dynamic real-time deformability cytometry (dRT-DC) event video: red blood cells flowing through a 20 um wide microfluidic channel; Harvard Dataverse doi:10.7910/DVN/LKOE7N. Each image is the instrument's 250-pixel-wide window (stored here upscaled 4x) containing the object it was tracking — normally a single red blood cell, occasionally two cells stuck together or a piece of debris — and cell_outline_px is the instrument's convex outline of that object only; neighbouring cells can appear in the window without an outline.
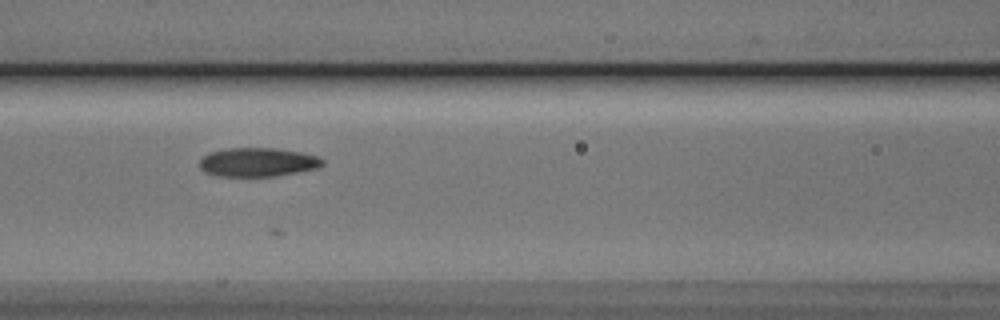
{"species": "Egyptian fruit bat (a non-hibernating species)", "species_latin": "Rousettus aegyptiacus", "temperature_condition": "cold", "stored_images_in_passage": 23, "camera_frame_rate_fps": 3000, "um_per_image_px": 0.085, "animal": {"sex": "male"}, "frame": {"image": 1, "passage_image": 9, "time_ms": 2.667, "image_size_px": [1000, 320], "cell_outline_px": [[324, 164], [320, 168], [276, 176], [216, 176], [204, 172], [200, 168], [200, 160], [208, 152], [228, 148], [276, 148], [300, 152], [316, 156], [324, 160]], "centroid_in_image_um": [21.91, 13.79], "position_along_channel_um": 144.7, "area_um2": 20.81}}
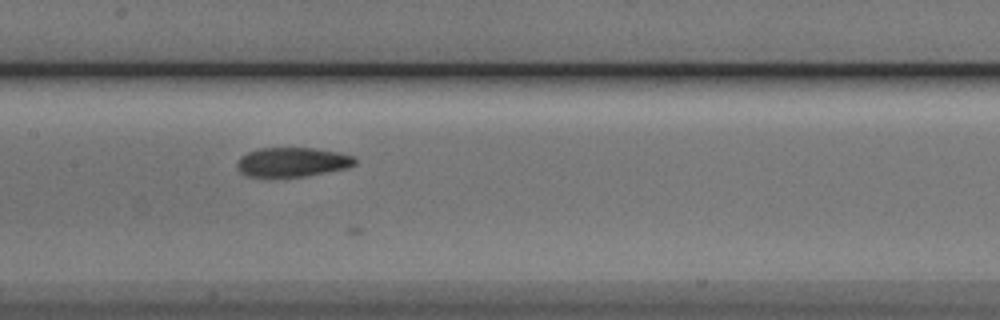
{"frame": {"image": 2, "passage_image": 12, "time_ms": 3.667, "image_size_px": [1000, 320], "cell_outline_px": [[356, 164], [348, 168], [304, 176], [248, 176], [240, 172], [236, 168], [236, 160], [240, 156], [248, 152], [260, 148], [312, 148], [340, 152], [352, 156], [356, 160]], "centroid_in_image_um": [24.83, 13.77], "position_along_channel_um": 182.6, "area_um2": 20.11}}
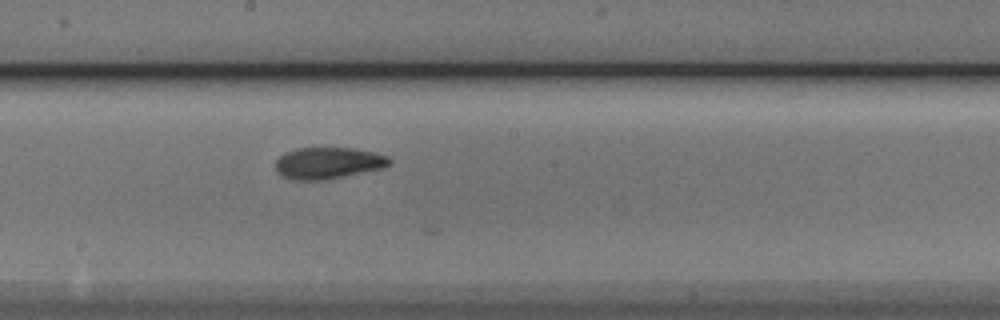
{"frame": {"image": 3, "passage_image": 15, "time_ms": 4.667, "image_size_px": [1000, 320], "cell_outline_px": [[392, 164], [384, 168], [324, 180], [292, 180], [280, 176], [276, 172], [276, 160], [284, 152], [296, 148], [352, 148], [376, 152], [388, 156], [392, 160]], "centroid_in_image_um": [27.9, 13.86], "position_along_channel_um": 220.3, "area_um2": 21.27}}